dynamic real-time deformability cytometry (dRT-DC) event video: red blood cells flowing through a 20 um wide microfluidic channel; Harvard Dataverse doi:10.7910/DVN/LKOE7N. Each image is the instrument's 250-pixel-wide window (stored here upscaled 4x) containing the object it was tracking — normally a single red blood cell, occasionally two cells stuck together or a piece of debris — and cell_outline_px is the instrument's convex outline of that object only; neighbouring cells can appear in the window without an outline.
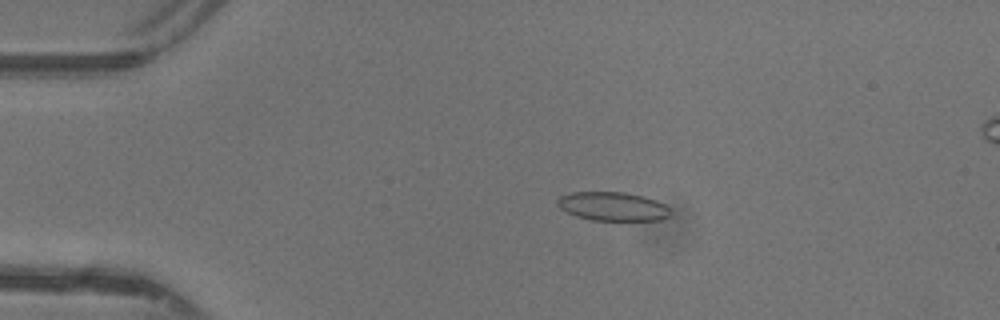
{"species": "common noctule bat (a hibernating species)", "species_latin": "Nyctalus noctula", "temperature_condition": "warm", "stored_images_in_passage": 46, "camera_frame_rate_fps": 3000, "um_per_image_px": 0.085, "animal": {"sex": "female"}, "frame": {"image": 1, "passage_image": 9, "time_ms": 2.667, "image_size_px": [1000, 320], "cell_outline_px": [[672, 212], [664, 220], [592, 220], [576, 216], [560, 208], [556, 204], [556, 200], [560, 196], [572, 192], [624, 192], [644, 196], [656, 200], [664, 204]], "centroid_in_image_um": [52.09, 17.54], "position_along_channel_um": 32.9, "area_um2": 19.02}}
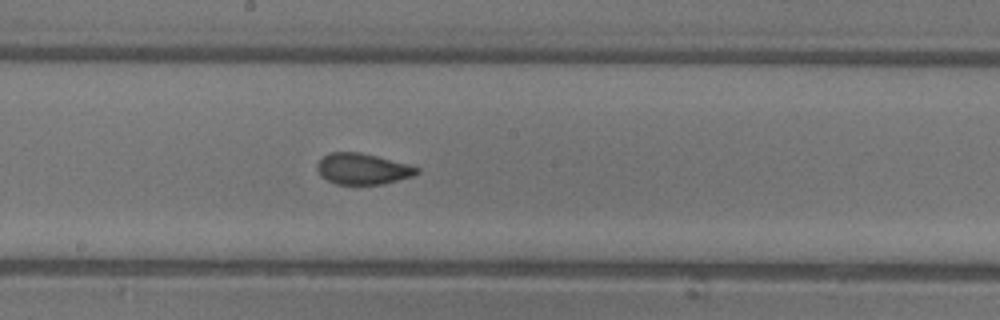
{"frame": {"image": 2, "passage_image": 25, "time_ms": 8.0, "image_size_px": [1000, 320], "cell_outline_px": [[420, 172], [412, 176], [380, 184], [336, 184], [320, 176], [316, 168], [316, 164], [328, 152], [360, 152], [408, 164], [420, 168]], "centroid_in_image_um": [30.79, 14.35], "position_along_channel_um": 217.4, "area_um2": 17.92}}
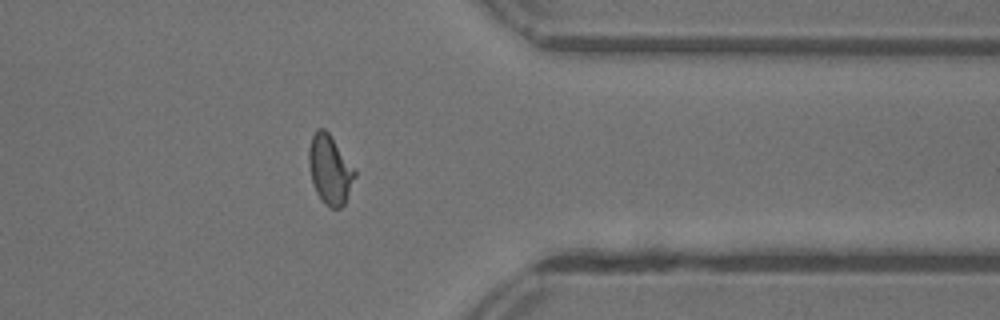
{"frame": {"image": 3, "passage_image": 37, "time_ms": 12.0, "image_size_px": [1000, 320], "cell_outline_px": [[356, 176], [344, 204], [340, 208], [332, 208], [324, 204], [316, 192], [312, 180], [308, 164], [308, 148], [312, 136], [316, 128], [324, 128], [328, 132], [356, 168]], "centroid_in_image_um": [28.05, 14.39], "position_along_channel_um": 383.4, "area_um2": 18.73}, "authors_computed_cell_mechanics": {"area_um2": 18.496, "velocity_mm_per_s": 4.4114, "shape_relaxation_time_tau1_ms": 10.8046, "shape_relaxation_time_tau2_ms": 0.9626, "deformation_change_tau1": 0.274, "deformation_change_tau2": 0.0542}}